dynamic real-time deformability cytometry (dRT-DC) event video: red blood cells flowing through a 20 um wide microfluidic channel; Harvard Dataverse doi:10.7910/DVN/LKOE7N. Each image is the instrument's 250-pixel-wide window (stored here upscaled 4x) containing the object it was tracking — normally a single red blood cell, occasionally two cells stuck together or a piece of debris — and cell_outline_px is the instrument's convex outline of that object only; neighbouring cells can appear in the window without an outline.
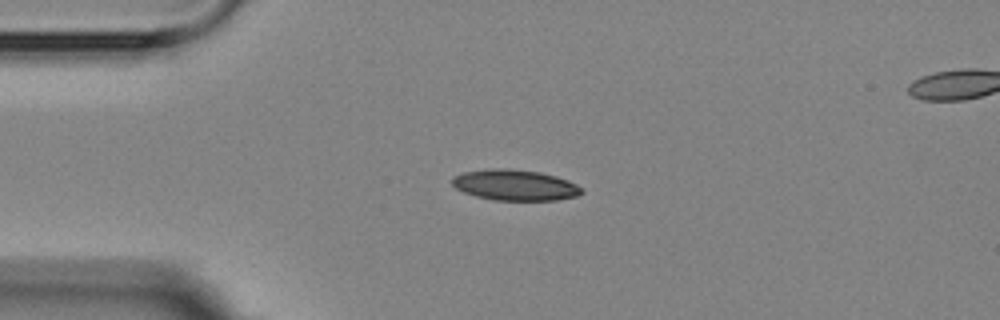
{"species": "Egyptian fruit bat (a non-hibernating species)", "species_latin": "Rousettus aegyptiacus", "temperature_condition": "room temperature", "stored_images_in_passage": 4, "segment_of_instrument_passage": [1, 2], "camera_frame_rate_fps": 3000, "um_per_image_px": 0.085, "animal": {"sex": "female"}, "frame": {"image": 1, "passage_image": 2, "time_ms": 3.667, "image_size_px": [1000, 320], "cell_outline_px": [[584, 192], [576, 196], [556, 200], [492, 200], [476, 196], [464, 192], [456, 188], [452, 184], [452, 176], [464, 172], [492, 168], [504, 168], [540, 172], [556, 176], [568, 180], [576, 184]], "centroid_in_image_um": [43.76, 15.73], "position_along_channel_um": 41.2, "area_um2": 23.18}}